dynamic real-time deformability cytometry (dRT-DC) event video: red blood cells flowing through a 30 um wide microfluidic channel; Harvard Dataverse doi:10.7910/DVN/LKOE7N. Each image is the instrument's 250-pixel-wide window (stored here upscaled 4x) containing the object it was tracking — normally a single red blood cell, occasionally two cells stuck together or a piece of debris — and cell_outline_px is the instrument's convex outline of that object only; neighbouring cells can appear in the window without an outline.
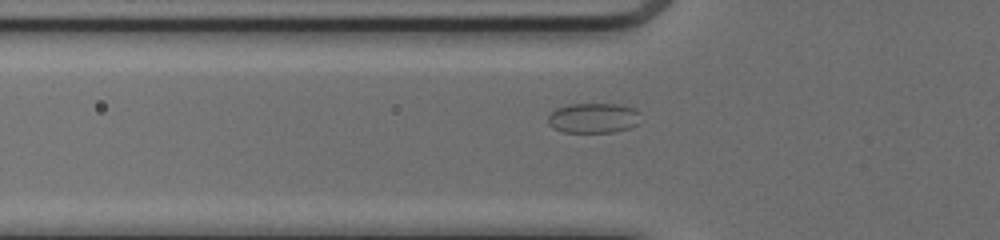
{"species": "common noctule bat (a hibernating species)", "species_latin": "Nyctalus noctula", "temperature_condition": "cold", "stored_images_in_passage": 41, "camera_frame_rate_fps": 3000, "um_per_image_px": 0.085, "animal": {"sex": "female", "body_mass_g": 17.0, "forearm_length_mm": 48.0}, "frame": {"image": 1, "passage_image": 11, "time_ms": 3.333, "image_size_px": [1000, 240], "cell_outline_px": [[640, 124], [632, 128], [616, 132], [564, 132], [552, 128], [548, 124], [548, 116], [556, 108], [568, 104], [616, 104], [636, 108], [640, 112]], "centroid_in_image_um": [50.49, 10.04], "position_along_channel_um": 75.3, "area_um2": 16.59}}
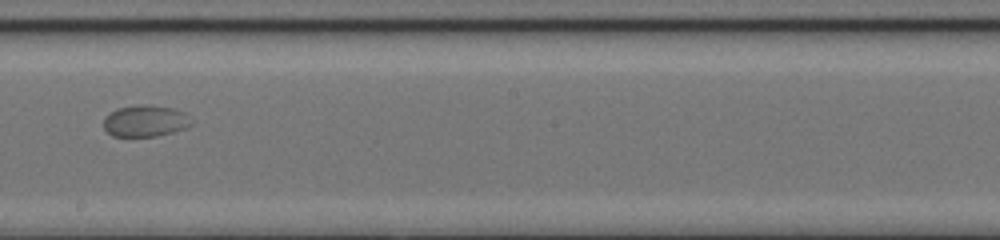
{"frame": {"image": 2, "passage_image": 23, "time_ms": 7.333, "image_size_px": [1000, 240], "cell_outline_px": [[192, 124], [184, 128], [172, 132], [156, 136], [112, 136], [104, 128], [104, 116], [116, 108], [140, 104], [144, 104], [172, 108], [184, 112]], "centroid_in_image_um": [12.3, 10.27], "position_along_channel_um": 235.9, "area_um2": 16.01}}
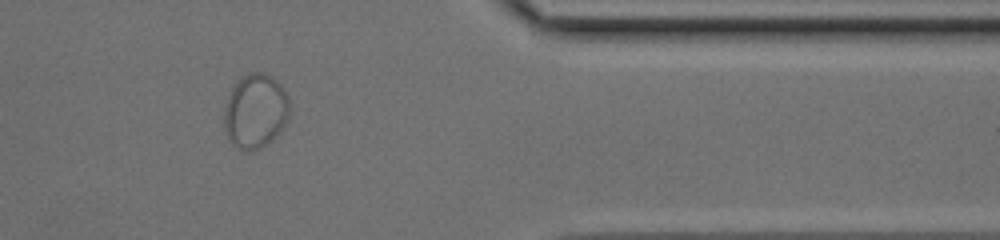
{"frame": {"image": 3, "passage_image": 36, "time_ms": 11.667, "image_size_px": [1000, 240], "cell_outline_px": [[288, 120], [280, 132], [272, 140], [248, 152], [236, 148], [228, 140], [224, 128], [224, 112], [228, 96], [232, 88], [244, 76], [252, 72], [260, 72], [272, 76], [284, 88], [288, 96]], "centroid_in_image_um": [21.7, 9.46], "position_along_channel_um": 389.7, "area_um2": 28.26}}